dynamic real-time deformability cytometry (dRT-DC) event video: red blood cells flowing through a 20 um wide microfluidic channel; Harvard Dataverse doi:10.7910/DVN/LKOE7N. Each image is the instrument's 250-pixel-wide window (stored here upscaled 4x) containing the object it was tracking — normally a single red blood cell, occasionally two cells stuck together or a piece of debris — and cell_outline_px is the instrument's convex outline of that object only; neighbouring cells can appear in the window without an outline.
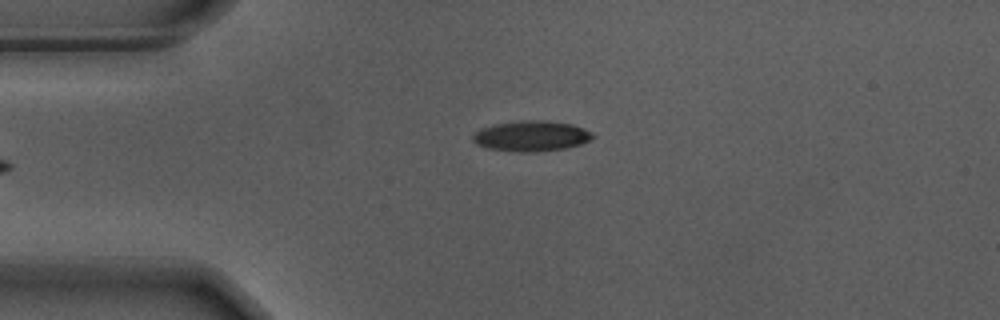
{"species": "Egyptian fruit bat (a non-hibernating species)", "species_latin": "Rousettus aegyptiacus", "temperature_condition": "warm", "stored_images_in_passage": 38, "camera_frame_rate_fps": 3000, "um_per_image_px": 0.085, "animal": {"sex": "male"}, "frame": {"image": 1, "passage_image": 1, "time_ms": 0.0, "image_size_px": [1000, 320], "cell_outline_px": [[596, 136], [580, 144], [564, 148], [528, 152], [520, 152], [488, 148], [476, 144], [472, 140], [472, 136], [480, 128], [496, 124], [524, 120], [544, 120], [572, 124], [584, 128], [592, 132]], "centroid_in_image_um": [45.16, 11.55], "position_along_channel_um": 39.8, "area_um2": 21.1}}
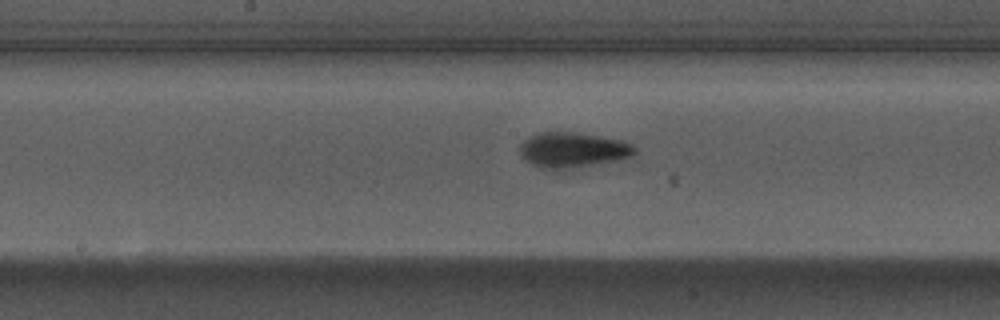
{"frame": {"image": 2, "passage_image": 16, "time_ms": 5.0, "image_size_px": [1000, 320], "cell_outline_px": [[636, 152], [632, 156], [616, 160], [572, 168], [544, 168], [532, 164], [524, 160], [520, 152], [520, 144], [528, 136], [536, 132], [576, 132], [624, 140], [632, 144], [636, 148]], "centroid_in_image_um": [48.68, 12.72], "position_along_channel_um": 199.5, "area_um2": 23.52}}
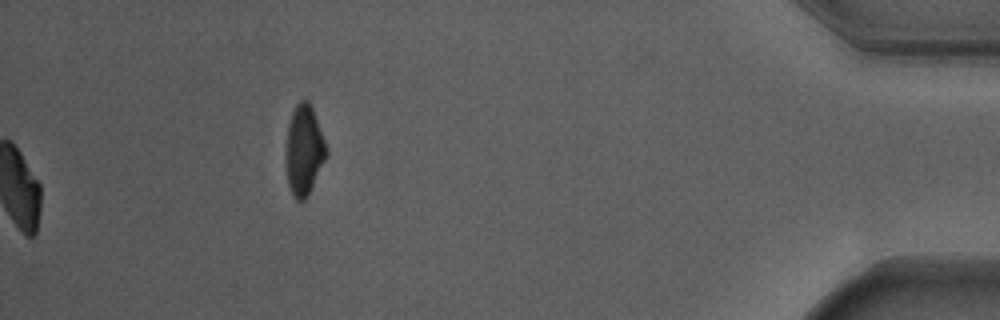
{"frame": {"image": 3, "passage_image": 38, "time_ms": 12.333, "image_size_px": [1000, 320], "cell_outline_px": [[328, 152], [308, 196], [304, 200], [296, 200], [292, 196], [288, 184], [288, 124], [292, 112], [296, 104], [300, 100], [308, 100], [312, 108], [328, 148]], "centroid_in_image_um": [25.88, 12.76], "position_along_channel_um": 409.3, "area_um2": 20.58}, "authors_computed_cell_mechanics": {"area_um2": 22.2819, "velocity_mm_per_s": 3.7135, "shape_relaxation_time_tau1_ms": 3.5118, "shape_relaxation_time_tau2_ms": 1.9586, "deformation_change_tau1": 0.156, "deformation_change_tau2": 0.0826}}